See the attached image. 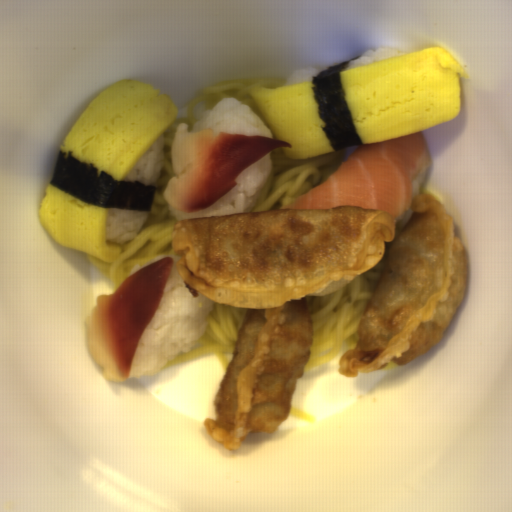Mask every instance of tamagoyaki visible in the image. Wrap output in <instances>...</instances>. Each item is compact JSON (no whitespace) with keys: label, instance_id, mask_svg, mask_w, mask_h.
I'll list each match as a JSON object with an SVG mask.
<instances>
[{"label":"tamagoyaki","instance_id":"2","mask_svg":"<svg viewBox=\"0 0 512 512\" xmlns=\"http://www.w3.org/2000/svg\"><path fill=\"white\" fill-rule=\"evenodd\" d=\"M177 103L161 88L134 78L115 82L81 111L59 150L125 181L148 150L174 125Z\"/></svg>","mask_w":512,"mask_h":512},{"label":"tamagoyaki","instance_id":"1","mask_svg":"<svg viewBox=\"0 0 512 512\" xmlns=\"http://www.w3.org/2000/svg\"><path fill=\"white\" fill-rule=\"evenodd\" d=\"M343 95L363 144L453 121L462 109L468 72L442 46L339 71Z\"/></svg>","mask_w":512,"mask_h":512},{"label":"tamagoyaki","instance_id":"4","mask_svg":"<svg viewBox=\"0 0 512 512\" xmlns=\"http://www.w3.org/2000/svg\"><path fill=\"white\" fill-rule=\"evenodd\" d=\"M109 209L100 208L48 184L38 219L48 238L101 262H115L123 246L105 238Z\"/></svg>","mask_w":512,"mask_h":512},{"label":"tamagoyaki","instance_id":"3","mask_svg":"<svg viewBox=\"0 0 512 512\" xmlns=\"http://www.w3.org/2000/svg\"><path fill=\"white\" fill-rule=\"evenodd\" d=\"M312 81L281 86L260 81L250 95L275 139L292 147H281L288 159H304L337 152L325 133L326 123L319 117V104Z\"/></svg>","mask_w":512,"mask_h":512}]
</instances>
